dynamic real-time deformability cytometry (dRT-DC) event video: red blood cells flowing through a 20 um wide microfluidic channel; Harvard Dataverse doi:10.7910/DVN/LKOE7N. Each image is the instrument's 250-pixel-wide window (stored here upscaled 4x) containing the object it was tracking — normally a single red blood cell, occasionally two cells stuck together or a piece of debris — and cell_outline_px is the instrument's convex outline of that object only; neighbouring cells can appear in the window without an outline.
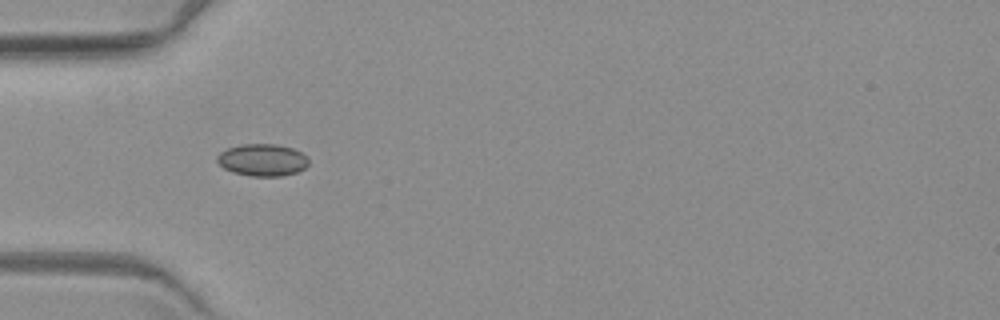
{"species": "common noctule bat (a hibernating species)", "species_latin": "Nyctalus noctula", "temperature_condition": "warm", "stored_images_in_passage": 10, "camera_frame_rate_fps": 3000, "um_per_image_px": 0.085, "animal": {"sex": "female", "body_mass_g": 19.3, "forearm_length_mm": 54.1}, "frame": {"image": 1, "passage_image": 1, "time_ms": 0.0, "image_size_px": [1000, 320], "cell_outline_px": [[308, 164], [304, 168], [296, 172], [280, 176], [252, 176], [232, 172], [224, 168], [216, 160], [216, 156], [220, 152], [228, 148], [244, 144], [276, 144], [292, 148], [300, 152], [308, 160]], "centroid_in_image_um": [22.28, 13.6], "position_along_channel_um": 62.7, "area_um2": 16.94}}
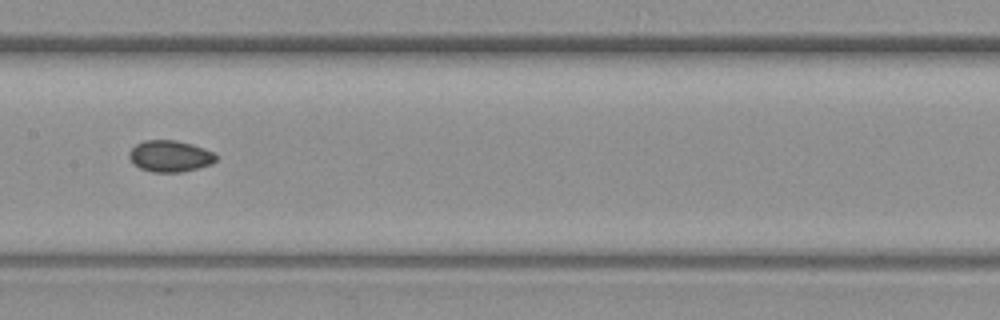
{"frame": {"image": 2, "passage_image": 4, "time_ms": 3.667, "image_size_px": [1000, 320], "cell_outline_px": [[216, 160], [212, 164], [180, 172], [152, 172], [140, 168], [132, 164], [128, 156], [128, 152], [136, 144], [144, 140], [176, 140], [192, 144], [204, 148], [212, 152], [216, 156]], "centroid_in_image_um": [14.41, 13.27], "position_along_channel_um": 193.0, "area_um2": 15.95}}
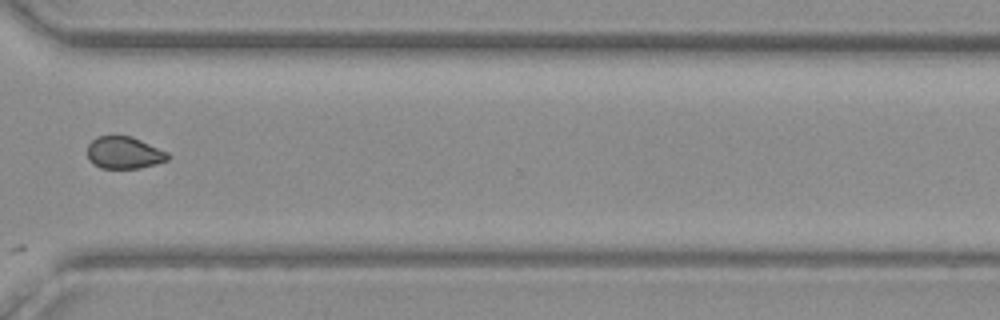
{"frame": {"image": 3, "passage_image": 8, "time_ms": 8.333, "image_size_px": [1000, 320], "cell_outline_px": [[168, 160], [156, 164], [140, 168], [100, 168], [92, 164], [88, 160], [88, 144], [96, 136], [132, 136], [168, 152]], "centroid_in_image_um": [10.53, 12.98], "position_along_channel_um": 360.1, "area_um2": 15.14}, "authors_computed_cell_mechanics": {"area_um2": 15.9239, "velocity_mm_per_s": 3.5911, "shape_relaxation_time_tau1_ms": null, "shape_relaxation_time_tau2_ms": 11.1453, "deformation_change_tau1": null, "deformation_change_tau2": 0.1071}}